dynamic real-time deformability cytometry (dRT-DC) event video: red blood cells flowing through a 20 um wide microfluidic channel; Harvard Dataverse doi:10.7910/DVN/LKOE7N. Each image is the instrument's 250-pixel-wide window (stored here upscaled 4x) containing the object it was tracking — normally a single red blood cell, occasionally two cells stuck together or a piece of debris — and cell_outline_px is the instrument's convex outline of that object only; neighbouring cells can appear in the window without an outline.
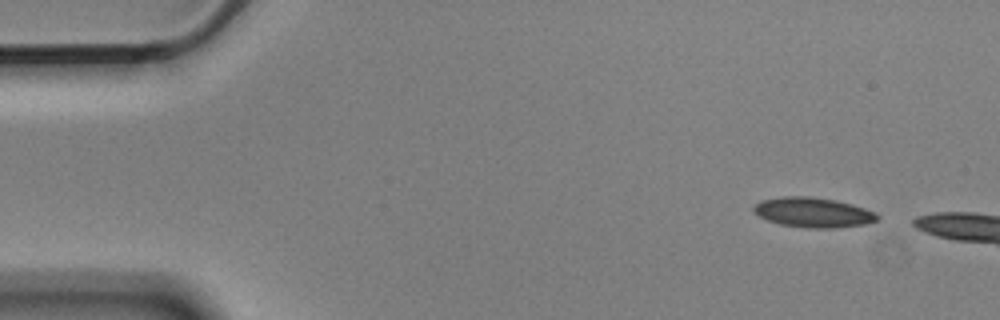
{"species": "Egyptian fruit bat (a non-hibernating species)", "species_latin": "Rousettus aegyptiacus", "temperature_condition": "cold", "stored_images_in_passage": 5, "camera_frame_rate_fps": 3000, "um_per_image_px": 0.085, "animal": {"sex": "male"}, "frame": {"image": 1, "passage_image": 1, "time_ms": 0.0, "image_size_px": [1000, 320], "cell_outline_px": [[880, 216], [876, 220], [864, 224], [836, 228], [808, 228], [780, 224], [768, 220], [760, 216], [752, 208], [760, 200], [784, 196], [808, 196], [836, 200], [852, 204], [876, 212]], "centroid_in_image_um": [69.13, 18.05], "position_along_channel_um": 15.9, "area_um2": 21.44}}
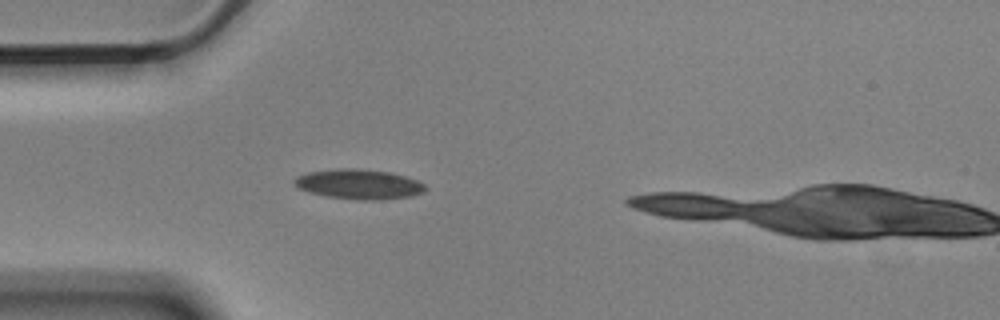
{"frame": {"image": 2, "passage_image": 4, "time_ms": 1.0, "image_size_px": [1000, 320], "cell_outline_px": [[428, 188], [424, 192], [412, 196], [380, 200], [356, 200], [324, 196], [308, 192], [292, 184], [292, 180], [296, 176], [308, 172], [340, 168], [360, 168], [388, 172], [404, 176], [416, 180], [424, 184]], "centroid_in_image_um": [30.48, 15.66], "position_along_channel_um": 54.5, "area_um2": 23.06}}